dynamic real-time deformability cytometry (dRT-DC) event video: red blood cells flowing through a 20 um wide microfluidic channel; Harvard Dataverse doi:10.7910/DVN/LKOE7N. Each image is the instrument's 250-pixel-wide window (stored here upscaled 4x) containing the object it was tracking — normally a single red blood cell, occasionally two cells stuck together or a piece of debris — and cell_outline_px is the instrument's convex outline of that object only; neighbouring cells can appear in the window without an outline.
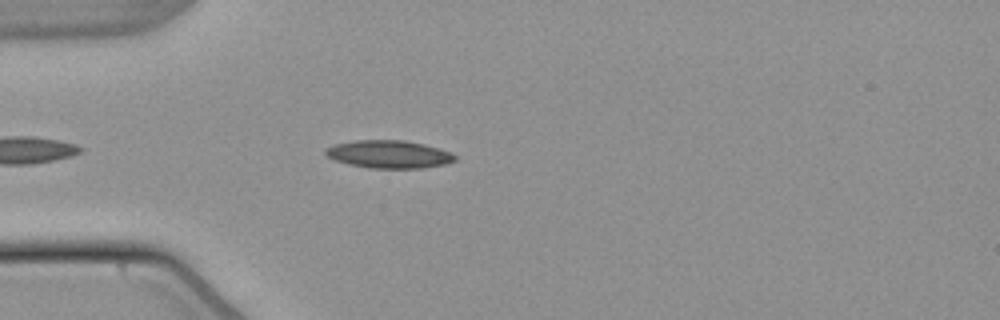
{"species": "common noctule bat (a hibernating species)", "species_latin": "Nyctalus noctula", "temperature_condition": "warm", "stored_images_in_passage": 20, "camera_frame_rate_fps": 3000, "um_per_image_px": 0.085, "animal": {"sex": "male", "body_mass_g": 21.5, "forearm_length_mm": 52.0}, "frame": {"image": 1, "passage_image": 5, "time_ms": 1.333, "image_size_px": [1000, 320], "cell_outline_px": [[456, 160], [448, 164], [420, 168], [368, 168], [348, 164], [336, 160], [328, 156], [324, 152], [324, 148], [332, 144], [356, 140], [404, 140], [424, 144], [440, 148], [456, 156]], "centroid_in_image_um": [33.04, 13.11], "position_along_channel_um": 52.0, "area_um2": 21.1}}
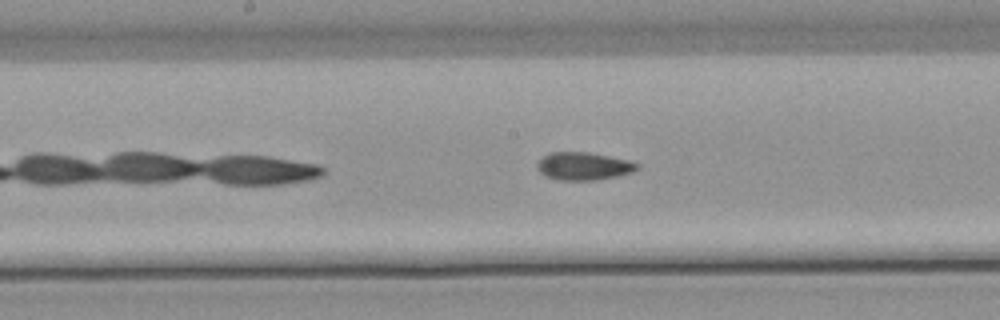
{"frame": {"image": 2, "passage_image": 14, "time_ms": 4.333, "image_size_px": [1000, 320], "cell_outline_px": [[640, 168], [632, 172], [616, 176], [592, 180], [560, 180], [544, 176], [536, 168], [536, 164], [548, 152], [588, 152], [628, 160], [640, 164]], "centroid_in_image_um": [49.59, 14.12], "position_along_channel_um": 198.6, "area_um2": 16.18}}
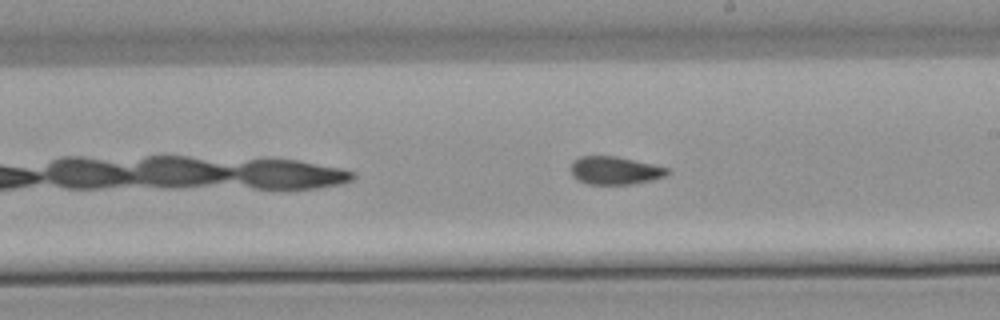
{"frame": {"image": 3, "passage_image": 17, "time_ms": 5.333, "image_size_px": [1000, 320], "cell_outline_px": [[672, 172], [664, 176], [632, 184], [588, 184], [580, 180], [572, 172], [572, 164], [580, 156], [616, 156], [652, 164], [668, 168]], "centroid_in_image_um": [52.31, 14.48], "position_along_channel_um": 236.7, "area_um2": 15.32}}